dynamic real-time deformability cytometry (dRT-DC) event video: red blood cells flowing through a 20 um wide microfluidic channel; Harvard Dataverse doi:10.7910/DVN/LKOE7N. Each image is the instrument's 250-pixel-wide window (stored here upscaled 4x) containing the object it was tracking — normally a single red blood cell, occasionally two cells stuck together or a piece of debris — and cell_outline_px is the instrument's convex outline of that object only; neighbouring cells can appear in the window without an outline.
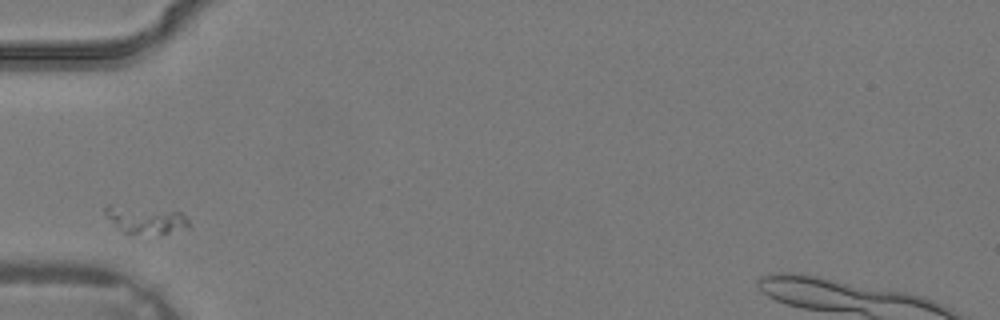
{"species": "common noctule bat (a hibernating species)", "species_latin": "Nyctalus noctula", "temperature_condition": "warm", "stored_images_in_passage": 3, "camera_frame_rate_fps": 3000, "um_per_image_px": 0.085, "animal": {"sex": "male", "body_mass_g": 19.2, "forearm_length_mm": 51.8}, "frame": {"image": 1, "passage_image": 3, "time_ms": 0.667, "image_size_px": [1000, 320], "cell_outline_px": [[192, 224], [188, 228], [168, 232], [124, 232], [104, 212], [104, 208], [108, 204], [112, 204], [180, 212]], "centroid_in_image_um": [12.41, 18.63], "position_along_channel_um": 72.6, "area_um2": 12.66}}